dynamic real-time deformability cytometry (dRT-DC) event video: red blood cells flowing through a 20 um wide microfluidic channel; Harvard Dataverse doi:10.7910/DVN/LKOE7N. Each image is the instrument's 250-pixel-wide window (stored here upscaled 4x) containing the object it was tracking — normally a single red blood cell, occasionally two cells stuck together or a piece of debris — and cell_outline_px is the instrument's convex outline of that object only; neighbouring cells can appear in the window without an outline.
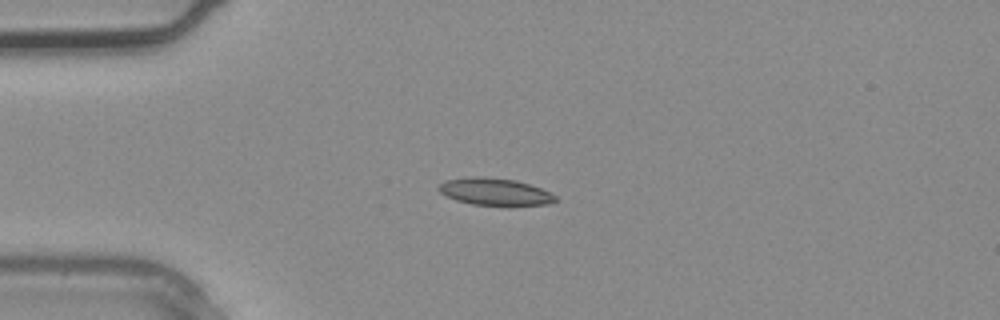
{"species": "common noctule bat (a hibernating species)", "species_latin": "Nyctalus noctula", "temperature_condition": "warm", "stored_images_in_passage": 3, "camera_frame_rate_fps": 3000, "um_per_image_px": 0.085, "animal": {"sex": "male", "body_mass_g": 20.4}, "frame": {"image": 1, "passage_image": 3, "time_ms": 0.667, "image_size_px": [1000, 320], "cell_outline_px": [[556, 200], [548, 204], [508, 208], [472, 204], [456, 200], [444, 196], [436, 188], [444, 180], [472, 176], [484, 176], [516, 180], [540, 188], [556, 196]], "centroid_in_image_um": [42.05, 16.33], "position_along_channel_um": 43.0, "area_um2": 19.25}}